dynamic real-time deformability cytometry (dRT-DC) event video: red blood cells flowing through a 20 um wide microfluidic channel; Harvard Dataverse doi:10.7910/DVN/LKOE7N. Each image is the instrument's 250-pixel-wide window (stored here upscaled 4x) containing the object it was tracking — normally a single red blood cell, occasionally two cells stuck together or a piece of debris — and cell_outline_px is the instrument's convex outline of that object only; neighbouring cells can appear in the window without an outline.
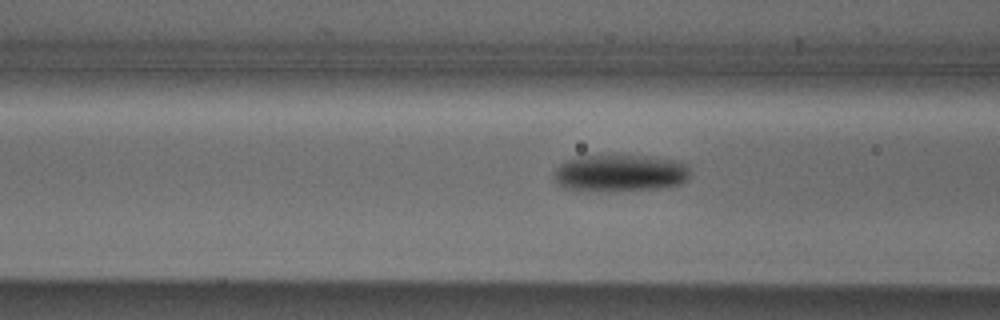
{"species": "Egyptian fruit bat (a non-hibernating species)", "species_latin": "Rousettus aegyptiacus", "temperature_condition": "cold", "stored_images_in_passage": 7, "camera_frame_rate_fps": 3000, "um_per_image_px": 0.085, "animal": {"sex": "male"}, "frame": {"image": 1, "passage_image": 4, "time_ms": 1.0, "image_size_px": [1000, 320], "cell_outline_px": [[688, 176], [680, 184], [656, 188], [572, 188], [560, 184], [556, 180], [556, 168], [564, 160], [580, 156], [644, 156], [672, 160], [684, 164], [688, 168]], "centroid_in_image_um": [52.72, 14.65], "position_along_channel_um": 113.9, "area_um2": 27.46}}